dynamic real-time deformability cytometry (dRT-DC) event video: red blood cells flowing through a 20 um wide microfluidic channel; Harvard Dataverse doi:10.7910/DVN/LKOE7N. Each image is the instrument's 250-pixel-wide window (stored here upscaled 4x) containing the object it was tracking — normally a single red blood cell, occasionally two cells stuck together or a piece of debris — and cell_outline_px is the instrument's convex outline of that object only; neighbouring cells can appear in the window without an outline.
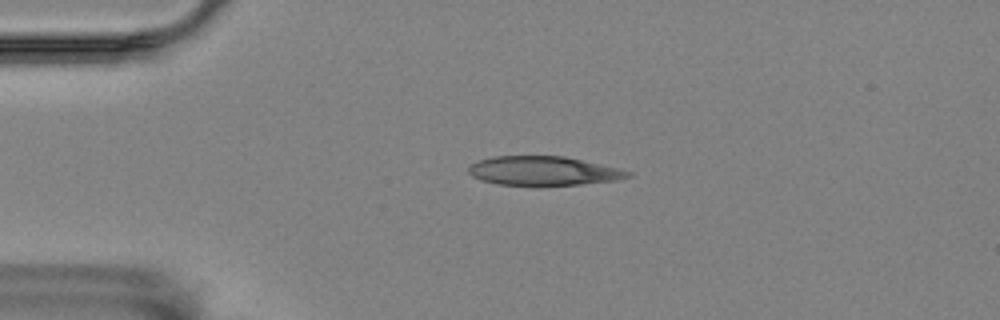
{"species": "Egyptian fruit bat (a non-hibernating species)", "species_latin": "Rousettus aegyptiacus", "temperature_condition": "room temperature", "stored_images_in_passage": 41, "camera_frame_rate_fps": 3000, "um_per_image_px": 0.085, "animal": {"sex": "female"}, "frame": {"image": 1, "passage_image": 5, "time_ms": 1.333, "image_size_px": [1000, 320], "cell_outline_px": [[632, 176], [616, 180], [580, 184], [496, 184], [480, 180], [472, 176], [468, 172], [468, 168], [476, 160], [492, 156], [564, 156], [616, 168], [632, 172]], "centroid_in_image_um": [46.13, 14.51], "position_along_channel_um": 38.9, "area_um2": 26.53}}
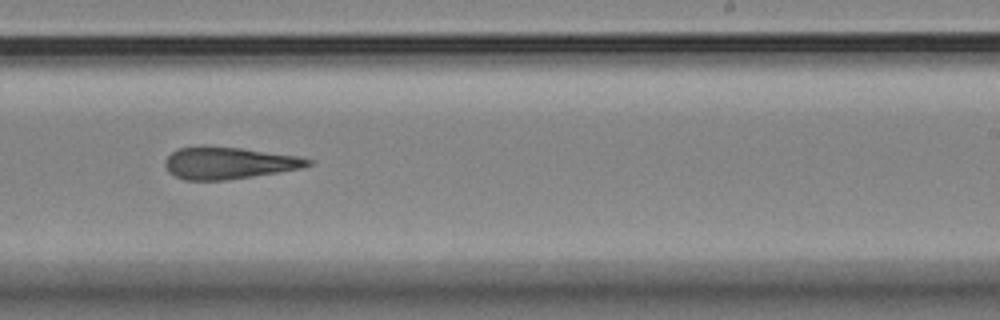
{"frame": {"image": 2, "passage_image": 27, "time_ms": 8.667, "image_size_px": [1000, 320], "cell_outline_px": [[312, 164], [300, 168], [228, 180], [184, 180], [168, 172], [164, 164], [168, 156], [172, 152], [180, 148], [240, 148], [300, 156], [312, 160]], "centroid_in_image_um": [19.46, 13.88], "position_along_channel_um": 269.5, "area_um2": 25.84}}
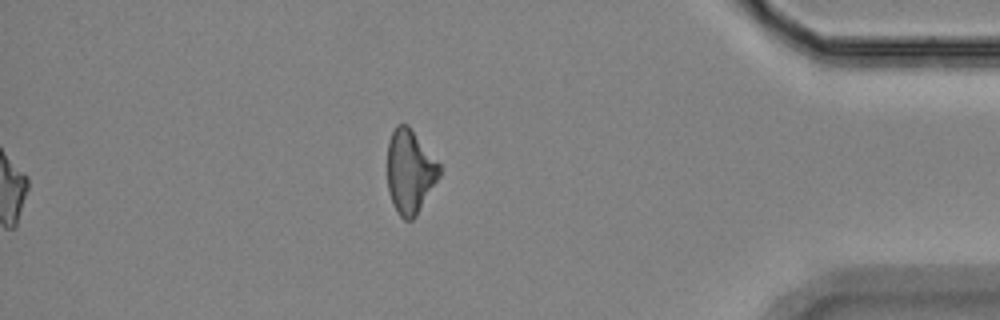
{"frame": {"image": 3, "passage_image": 41, "time_ms": 13.333, "image_size_px": [1000, 320], "cell_outline_px": [[440, 176], [416, 216], [412, 220], [404, 220], [400, 216], [392, 204], [388, 192], [388, 140], [396, 124], [408, 124], [440, 164]], "centroid_in_image_um": [34.84, 14.58], "position_along_channel_um": 400.4, "area_um2": 25.49}, "authors_computed_cell_mechanics": {"area_um2": 27.1082, "velocity_mm_per_s": 3.546, "shape_relaxation_time_tau1_ms": 9.5959, "shape_relaxation_time_tau2_ms": 5.5044, "deformation_change_tau1": 0.2019, "deformation_change_tau2": 0.1845}}